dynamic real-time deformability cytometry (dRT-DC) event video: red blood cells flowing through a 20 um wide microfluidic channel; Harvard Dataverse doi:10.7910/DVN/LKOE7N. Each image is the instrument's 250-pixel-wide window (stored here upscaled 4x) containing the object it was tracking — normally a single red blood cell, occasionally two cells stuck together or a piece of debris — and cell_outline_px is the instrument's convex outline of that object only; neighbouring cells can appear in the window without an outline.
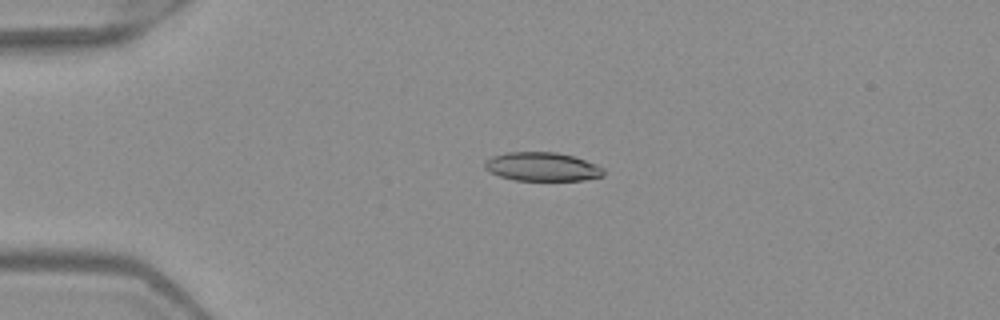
{"species": "Egyptian fruit bat (a non-hibernating species)", "species_latin": "Rousettus aegyptiacus", "temperature_condition": "warm", "stored_images_in_passage": 5, "camera_frame_rate_fps": 3000, "um_per_image_px": 0.085, "frame": {"image": 1, "passage_image": 4, "time_ms": 1.0, "image_size_px": [1000, 320], "cell_outline_px": [[604, 176], [584, 180], [512, 180], [488, 172], [484, 168], [484, 160], [492, 156], [504, 152], [556, 152], [572, 156], [596, 164], [604, 168]], "centroid_in_image_um": [46.04, 14.17], "position_along_channel_um": 39.0, "area_um2": 20.06}}